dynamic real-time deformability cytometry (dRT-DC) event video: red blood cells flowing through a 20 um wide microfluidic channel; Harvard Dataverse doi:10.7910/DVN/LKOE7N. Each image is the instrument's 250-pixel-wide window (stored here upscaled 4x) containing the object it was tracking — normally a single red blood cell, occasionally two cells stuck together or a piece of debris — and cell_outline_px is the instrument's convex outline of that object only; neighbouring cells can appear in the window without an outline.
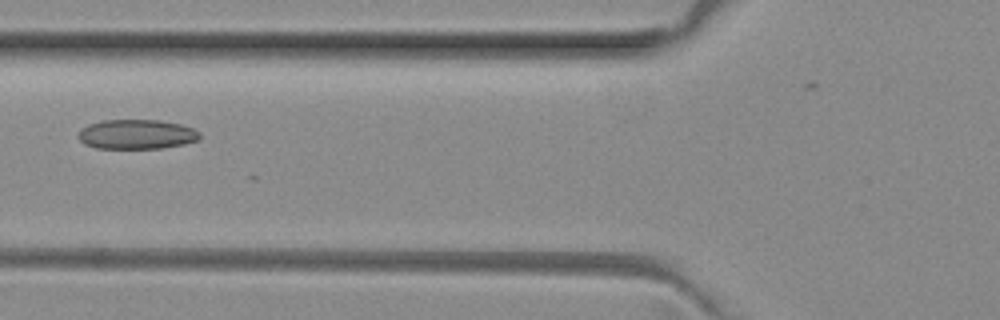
{"species": "common noctule bat (a hibernating species)", "species_latin": "Nyctalus noctula", "temperature_condition": "room temperature", "stored_images_in_passage": 6, "camera_frame_rate_fps": 3000, "um_per_image_px": 0.085, "animal": {"sex": "female", "body_mass_g": 29.2, "forearm_length_mm": 56.3}, "frame": {"image": 1, "passage_image": 4, "time_ms": 1.0, "image_size_px": [1000, 320], "cell_outline_px": [[200, 140], [184, 144], [160, 148], [96, 148], [84, 144], [76, 136], [80, 128], [88, 124], [104, 120], [160, 120], [180, 124], [192, 128], [200, 132]], "centroid_in_image_um": [11.59, 11.41], "position_along_channel_um": 114.2, "area_um2": 21.1}}
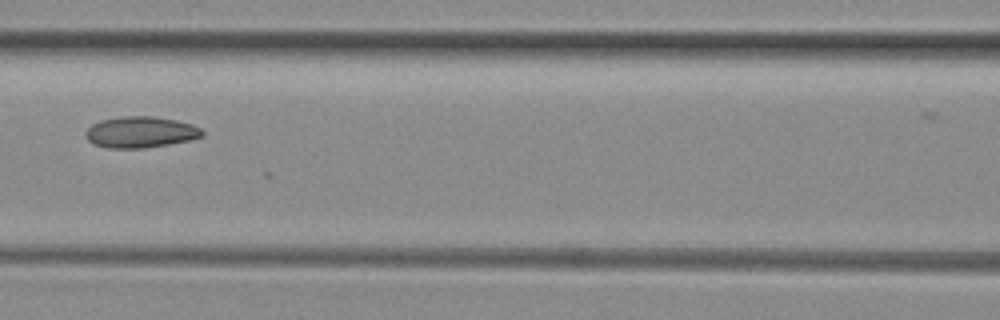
{"frame": {"image": 2, "passage_image": 5, "time_ms": 1.333, "image_size_px": [1000, 320], "cell_outline_px": [[204, 136], [188, 140], [168, 144], [144, 148], [108, 148], [96, 144], [88, 140], [84, 132], [92, 124], [100, 120], [120, 116], [152, 116], [176, 120], [192, 124], [200, 128], [204, 132]], "centroid_in_image_um": [11.94, 11.22], "position_along_channel_um": 154.7, "area_um2": 21.15}}